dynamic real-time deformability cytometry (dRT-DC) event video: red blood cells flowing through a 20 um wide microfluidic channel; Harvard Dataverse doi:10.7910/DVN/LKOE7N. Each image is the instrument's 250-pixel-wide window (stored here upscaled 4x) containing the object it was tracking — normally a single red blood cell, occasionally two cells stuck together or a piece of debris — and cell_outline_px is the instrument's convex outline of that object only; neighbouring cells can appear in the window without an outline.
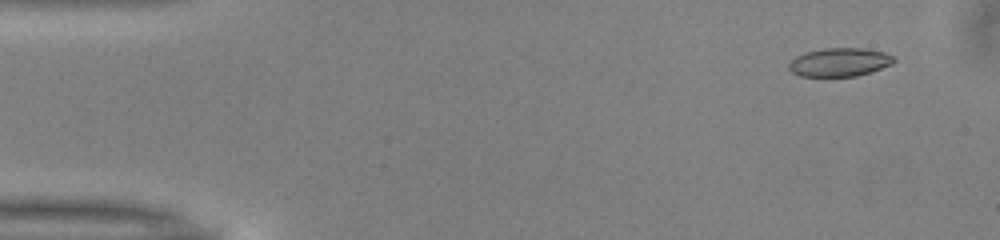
{"species": "common noctule bat (a hibernating species)", "species_latin": "Nyctalus noctula", "temperature_condition": "warm", "stored_images_in_passage": 51, "camera_frame_rate_fps": 3000, "um_per_image_px": 0.085, "animal": {"sex": "male", "body_mass_g": 13.0, "forearm_length_mm": 53.1}, "frame": {"image": 1, "passage_image": 4, "time_ms": 1.0, "image_size_px": [1000, 240], "cell_outline_px": [[896, 60], [892, 64], [872, 72], [856, 76], [800, 76], [792, 72], [788, 68], [788, 64], [796, 56], [804, 52], [824, 48], [864, 48], [884, 52], [896, 56]], "centroid_in_image_um": [71.39, 5.28], "position_along_channel_um": 13.6, "area_um2": 17.63}}
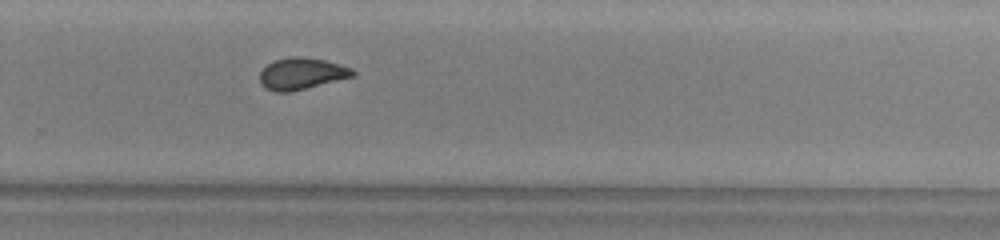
{"frame": {"image": 2, "passage_image": 34, "time_ms": 11.0, "image_size_px": [1000, 240], "cell_outline_px": [[356, 76], [292, 92], [276, 92], [264, 88], [260, 80], [260, 72], [268, 64], [276, 60], [296, 56], [304, 56], [324, 60], [340, 64], [352, 68], [356, 72]], "centroid_in_image_um": [25.68, 6.27], "position_along_channel_um": 304.1, "area_um2": 17.28}}
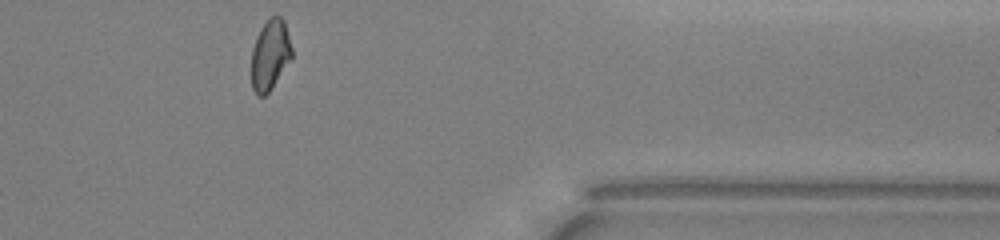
{"frame": {"image": 3, "passage_image": 42, "time_ms": 13.667, "image_size_px": [1000, 240], "cell_outline_px": [[292, 56], [268, 92], [264, 96], [256, 96], [252, 88], [252, 48], [256, 36], [260, 28], [272, 16], [280, 16], [284, 20], [292, 48]], "centroid_in_image_um": [22.94, 4.65], "position_along_channel_um": 388.5, "area_um2": 16.3}, "authors_computed_cell_mechanics": {"area_um2": 17.4556, "velocity_mm_per_s": 4.0145, "shape_relaxation_time_tau1_ms": 4.7983, "shape_relaxation_time_tau2_ms": 1.4088, "deformation_change_tau1": 0.1306, "deformation_change_tau2": 0.0677}}